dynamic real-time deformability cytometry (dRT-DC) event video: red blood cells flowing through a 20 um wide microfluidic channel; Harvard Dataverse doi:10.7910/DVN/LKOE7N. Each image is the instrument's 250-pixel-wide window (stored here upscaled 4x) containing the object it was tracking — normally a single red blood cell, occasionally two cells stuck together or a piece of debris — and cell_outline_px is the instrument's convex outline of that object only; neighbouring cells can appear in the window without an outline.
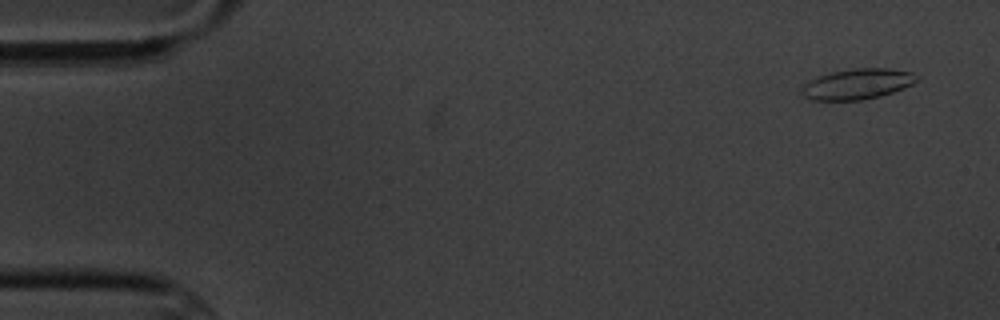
{"species": "common noctule bat (a hibernating species)", "species_latin": "Nyctalus noctula", "temperature_condition": "cold", "stored_images_in_passage": 4, "camera_frame_rate_fps": 3000, "um_per_image_px": 0.085, "animal": {"sex": "male", "body_mass_g": 20.1, "forearm_length_mm": 53.5}, "frame": {"image": 1, "passage_image": 1, "time_ms": 0.0, "image_size_px": [1000, 320], "cell_outline_px": [[916, 80], [912, 84], [904, 88], [880, 96], [860, 100], [808, 100], [800, 92], [804, 84], [808, 80], [816, 76], [832, 72], [856, 68], [888, 68], [912, 72], [916, 76]], "centroid_in_image_um": [72.82, 7.14], "position_along_channel_um": 12.2, "area_um2": 20.46}}